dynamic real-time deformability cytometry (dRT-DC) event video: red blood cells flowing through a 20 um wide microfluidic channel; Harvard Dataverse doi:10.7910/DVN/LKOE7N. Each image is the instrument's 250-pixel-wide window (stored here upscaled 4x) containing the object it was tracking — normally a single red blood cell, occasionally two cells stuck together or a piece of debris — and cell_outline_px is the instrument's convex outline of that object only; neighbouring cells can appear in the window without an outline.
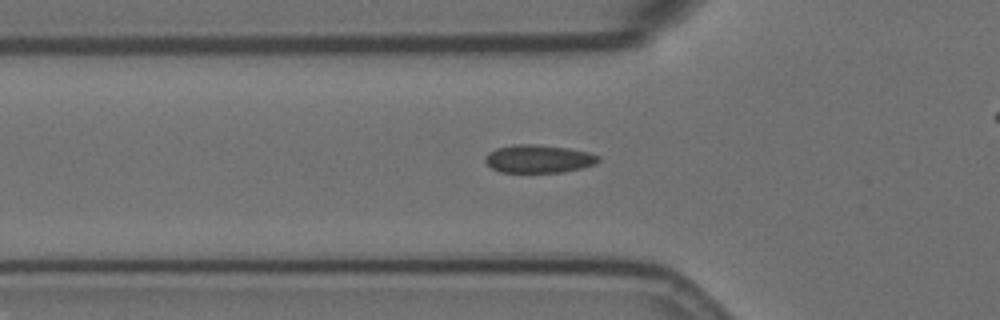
{"species": "Egyptian fruit bat (a non-hibernating species)", "species_latin": "Rousettus aegyptiacus", "temperature_condition": "room temperature", "stored_images_in_passage": 49, "camera_frame_rate_fps": 3000, "um_per_image_px": 0.085, "animal": {"sex": "female"}, "frame": {"image": 1, "passage_image": 18, "time_ms": 5.667, "image_size_px": [1000, 320], "cell_outline_px": [[600, 160], [596, 164], [564, 172], [500, 172], [492, 168], [484, 160], [484, 156], [488, 152], [496, 148], [516, 144], [536, 144], [568, 148], [588, 152], [600, 156]], "centroid_in_image_um": [45.77, 13.49], "position_along_channel_um": 80.0, "area_um2": 18.55}}
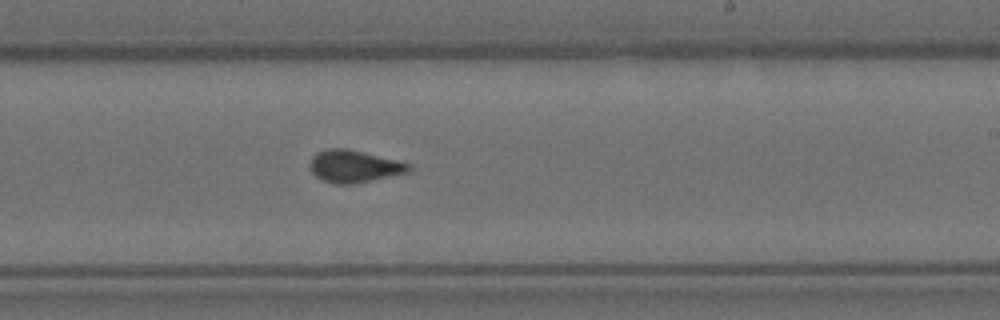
{"frame": {"image": 2, "passage_image": 33, "time_ms": 10.667, "image_size_px": [1000, 320], "cell_outline_px": [[412, 168], [408, 172], [352, 184], [336, 184], [320, 180], [312, 172], [308, 164], [312, 156], [316, 152], [328, 148], [348, 148], [412, 164]], "centroid_in_image_um": [30.05, 14.12], "position_along_channel_um": 258.9, "area_um2": 18.67}}
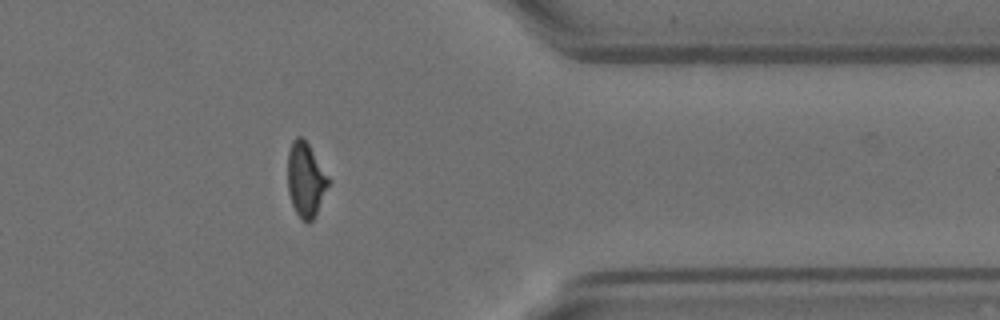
{"frame": {"image": 3, "passage_image": 45, "time_ms": 14.667, "image_size_px": [1000, 320], "cell_outline_px": [[332, 180], [312, 220], [308, 224], [300, 220], [292, 204], [288, 192], [288, 152], [292, 140], [296, 136], [300, 136], [308, 144]], "centroid_in_image_um": [25.99, 15.28], "position_along_channel_um": 385.4, "area_um2": 17.8}, "authors_computed_cell_mechanics": {"area_um2": 18.3804, "velocity_mm_per_s": 3.5618, "shape_relaxation_time_tau1_ms": null, "shape_relaxation_time_tau2_ms": 1.0562, "deformation_change_tau1": null, "deformation_change_tau2": 0.0513}}